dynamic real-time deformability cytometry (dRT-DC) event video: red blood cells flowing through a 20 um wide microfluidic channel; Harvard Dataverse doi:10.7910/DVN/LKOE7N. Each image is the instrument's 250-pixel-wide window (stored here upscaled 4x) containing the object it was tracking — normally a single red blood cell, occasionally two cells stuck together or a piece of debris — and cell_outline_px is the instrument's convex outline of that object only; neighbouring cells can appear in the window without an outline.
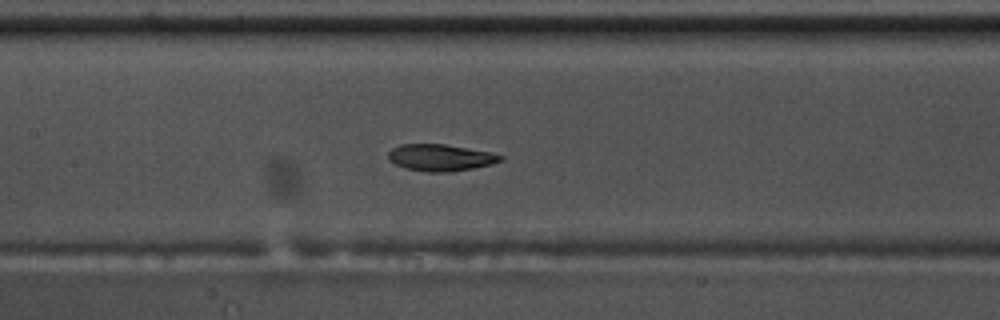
{"species": "common noctule bat (a hibernating species)", "species_latin": "Nyctalus noctula", "temperature_condition": "warm", "stored_images_in_passage": 40, "camera_frame_rate_fps": 3000, "um_per_image_px": 0.085, "animal": {"sex": "male", "body_mass_g": 17.5, "forearm_length_mm": 52.3}, "frame": {"image": 1, "passage_image": 10, "time_ms": 3.0, "image_size_px": [1000, 320], "cell_outline_px": [[504, 160], [492, 164], [452, 172], [428, 172], [404, 168], [388, 160], [388, 152], [392, 148], [400, 144], [444, 144], [492, 152], [504, 156]], "centroid_in_image_um": [37.45, 13.39], "position_along_channel_um": 169.9, "area_um2": 17.63}}
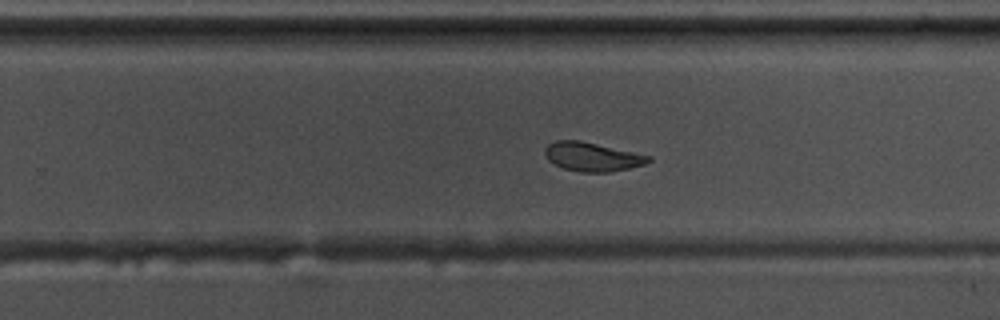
{"frame": {"image": 2, "passage_image": 19, "time_ms": 6.0, "image_size_px": [1000, 320], "cell_outline_px": [[652, 160], [644, 164], [628, 168], [608, 172], [580, 172], [564, 168], [548, 160], [544, 152], [544, 148], [548, 144], [556, 140], [580, 140], [652, 156]], "centroid_in_image_um": [50.33, 13.31], "position_along_channel_um": 279.5, "area_um2": 17.34}}
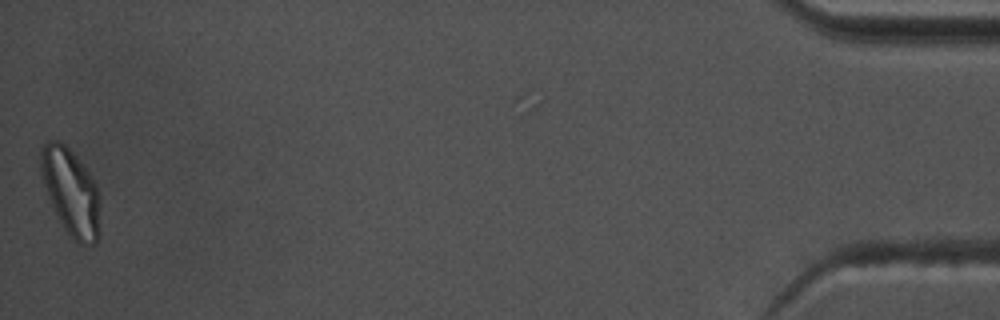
{"frame": {"image": 3, "passage_image": 39, "time_ms": 12.667, "image_size_px": [1000, 320], "cell_outline_px": [[100, 236], [96, 244], [80, 244], [64, 228], [48, 196], [40, 176], [40, 152], [44, 144], [48, 140], [60, 140], [72, 152], [88, 172], [96, 184], [100, 196]], "centroid_in_image_um": [6.04, 16.32], "position_along_channel_um": 429.2, "area_um2": 30.0}, "authors_computed_cell_mechanics": {"area_um2": 18.3226, "velocity_mm_per_s": 3.657, "shape_relaxation_time_tau1_ms": 7.0869, "shape_relaxation_time_tau2_ms": 3.0998, "deformation_change_tau1": 0.2067, "deformation_change_tau2": 0.0911}}